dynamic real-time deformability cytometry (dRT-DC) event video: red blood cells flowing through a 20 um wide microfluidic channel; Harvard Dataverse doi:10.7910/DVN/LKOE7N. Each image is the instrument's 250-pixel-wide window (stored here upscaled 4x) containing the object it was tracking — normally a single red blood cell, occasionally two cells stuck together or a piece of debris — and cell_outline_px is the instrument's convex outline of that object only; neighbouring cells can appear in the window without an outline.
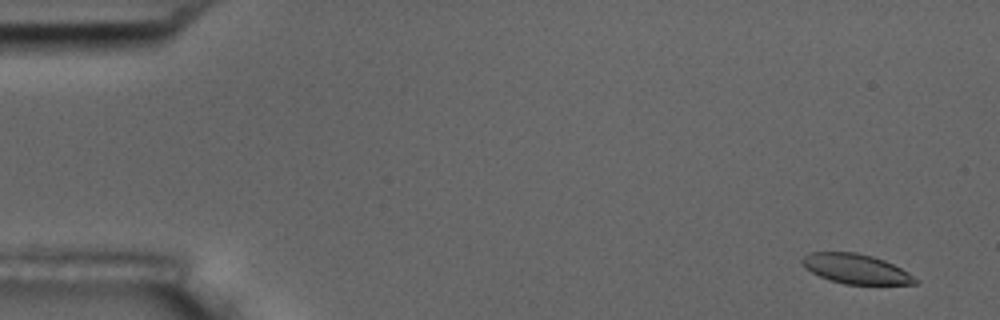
{"species": "common noctule bat (a hibernating species)", "species_latin": "Nyctalus noctula", "temperature_condition": "room temperature", "stored_images_in_passage": 5, "camera_frame_rate_fps": 3000, "um_per_image_px": 0.085, "animal": {"sex": "male", "body_mass_g": 17.5, "forearm_length_mm": 52.3}, "frame": {"image": 1, "passage_image": 1, "time_ms": 0.0, "image_size_px": [1000, 320], "cell_outline_px": [[920, 280], [916, 284], [844, 284], [820, 276], [812, 272], [800, 260], [804, 256], [812, 252], [856, 252], [872, 256], [884, 260], [908, 272]], "centroid_in_image_um": [72.79, 22.85], "position_along_channel_um": 12.2, "area_um2": 19.31}}
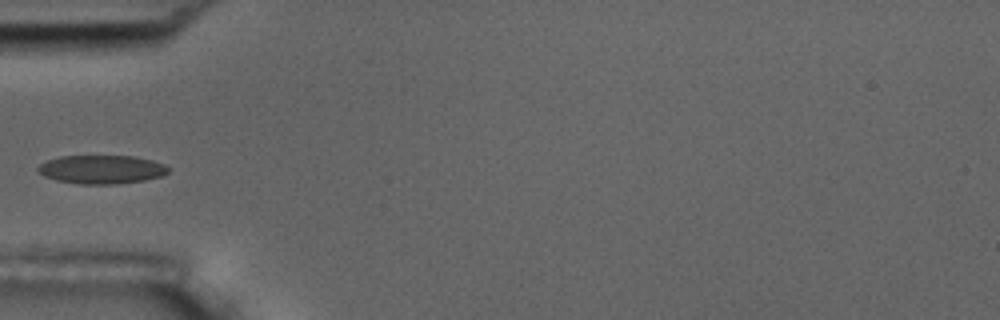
{"frame": {"image": 2, "passage_image": 5, "time_ms": 1.333, "image_size_px": [1000, 320], "cell_outline_px": [[168, 172], [160, 176], [144, 180], [116, 184], [80, 184], [56, 180], [44, 176], [36, 172], [36, 168], [40, 164], [48, 160], [60, 156], [136, 156], [152, 160], [164, 164], [168, 168]], "centroid_in_image_um": [8.6, 14.4], "position_along_channel_um": 76.4, "area_um2": 21.73}}